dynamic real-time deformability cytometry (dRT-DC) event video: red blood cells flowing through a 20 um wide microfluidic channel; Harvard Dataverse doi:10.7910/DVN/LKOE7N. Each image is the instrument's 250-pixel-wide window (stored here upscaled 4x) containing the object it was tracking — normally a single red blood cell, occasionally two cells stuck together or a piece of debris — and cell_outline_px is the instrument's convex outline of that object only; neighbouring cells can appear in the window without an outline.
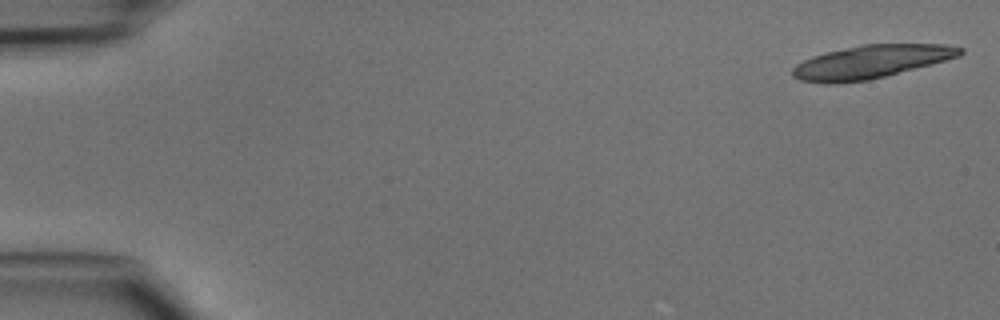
{"species": "common noctule bat (a hibernating species)", "species_latin": "Nyctalus noctula", "temperature_condition": "cold", "stored_images_in_passage": 18, "camera_frame_rate_fps": 3000, "um_per_image_px": 0.085, "animal": {"sex": "male", "body_mass_g": 15.6}, "frame": {"image": 1, "passage_image": 1, "time_ms": 0.0, "image_size_px": [1000, 320], "cell_outline_px": [[964, 52], [960, 56], [932, 64], [868, 80], [832, 84], [824, 84], [800, 80], [792, 76], [792, 68], [796, 64], [812, 56], [860, 44], [944, 44], [964, 48]], "centroid_in_image_um": [74.02, 5.25], "position_along_channel_um": 11.0, "area_um2": 32.37}}